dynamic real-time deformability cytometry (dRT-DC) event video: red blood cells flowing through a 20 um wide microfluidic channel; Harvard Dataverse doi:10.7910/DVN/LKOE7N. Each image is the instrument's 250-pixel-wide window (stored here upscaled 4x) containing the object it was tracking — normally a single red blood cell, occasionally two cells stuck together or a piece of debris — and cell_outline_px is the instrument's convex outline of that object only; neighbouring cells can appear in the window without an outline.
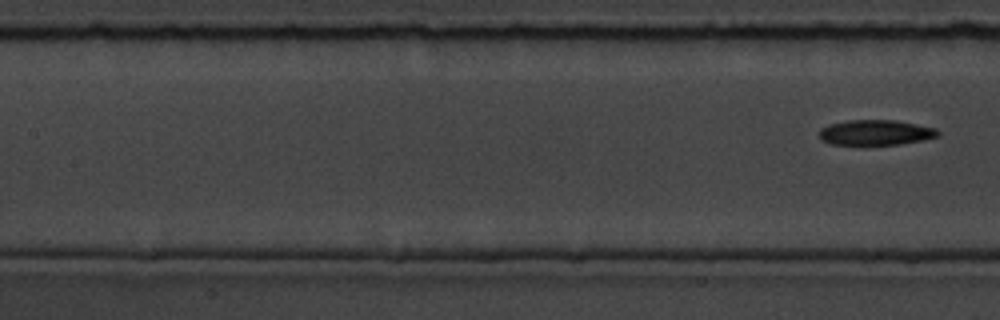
{"species": "common noctule bat (a hibernating species)", "species_latin": "Nyctalus noctula", "temperature_condition": "room temperature", "stored_images_in_passage": 9, "segment_of_instrument_passage": [2, 2], "camera_frame_rate_fps": 3000, "um_per_image_px": 0.085, "animal": {"sex": "male", "body_mass_g": 19.5, "forearm_length_mm": 54.6}, "frame": {"image": 1, "passage_image": 9, "time_ms": 10.333, "image_size_px": [1000, 320], "cell_outline_px": [[940, 132], [936, 136], [924, 140], [900, 144], [832, 144], [820, 140], [820, 128], [828, 124], [848, 120], [896, 120], [936, 128]], "centroid_in_image_um": [74.41, 11.25], "position_along_channel_um": 133.0, "area_um2": 17.4}}